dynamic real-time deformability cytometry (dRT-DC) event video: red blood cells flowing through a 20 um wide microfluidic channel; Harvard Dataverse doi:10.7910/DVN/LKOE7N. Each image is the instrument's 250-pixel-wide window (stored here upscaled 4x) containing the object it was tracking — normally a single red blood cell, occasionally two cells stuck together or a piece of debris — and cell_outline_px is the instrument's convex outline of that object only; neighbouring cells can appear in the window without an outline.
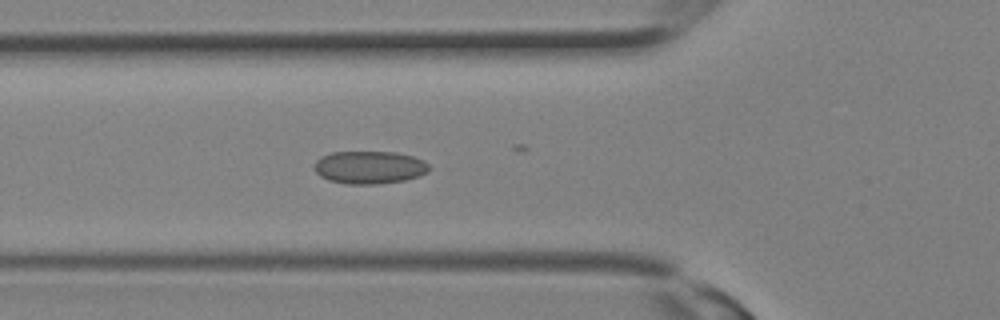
{"species": "Egyptian fruit bat (a non-hibernating species)", "species_latin": "Rousettus aegyptiacus", "temperature_condition": "room temperature", "stored_images_in_passage": 23, "camera_frame_rate_fps": 3000, "um_per_image_px": 0.085, "animal": {"sex": "female"}, "frame": {"image": 1, "passage_image": 2, "time_ms": 0.333, "image_size_px": [1000, 320], "cell_outline_px": [[428, 172], [420, 176], [404, 180], [376, 184], [348, 184], [328, 180], [320, 176], [316, 172], [312, 164], [320, 156], [332, 152], [396, 152], [412, 156], [424, 160], [428, 164]], "centroid_in_image_um": [31.37, 14.22], "position_along_channel_um": 94.4, "area_um2": 22.08}}
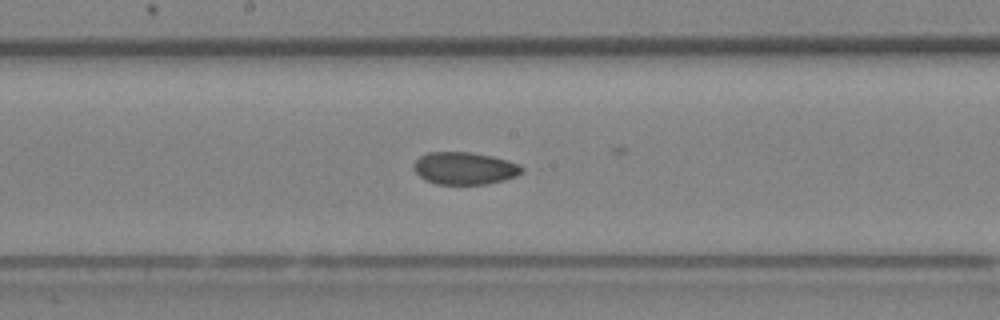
{"frame": {"image": 2, "passage_image": 7, "time_ms": 2.0, "image_size_px": [1000, 320], "cell_outline_px": [[524, 172], [516, 176], [504, 180], [484, 184], [436, 184], [424, 180], [412, 168], [412, 164], [420, 156], [428, 152], [468, 152], [492, 156], [520, 164], [524, 168]], "centroid_in_image_um": [39.48, 14.3], "position_along_channel_um": 208.7, "area_um2": 20.52}}
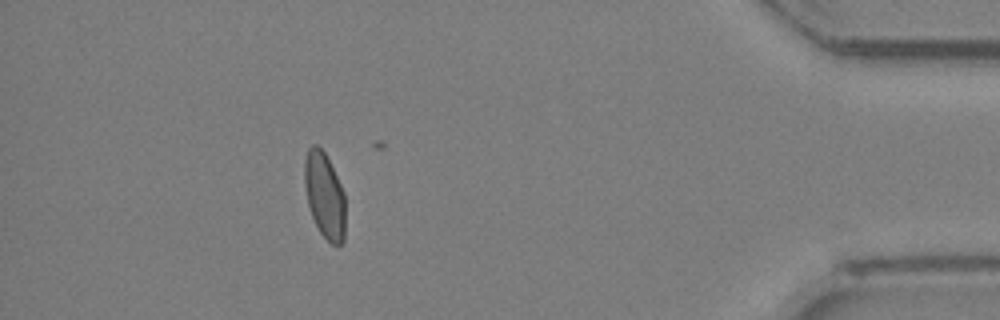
{"frame": {"image": 3, "passage_image": 18, "time_ms": 5.667, "image_size_px": [1000, 320], "cell_outline_px": [[344, 240], [340, 244], [332, 244], [320, 232], [312, 216], [308, 204], [304, 184], [304, 160], [308, 148], [312, 144], [316, 144], [324, 152], [344, 192]], "centroid_in_image_um": [27.56, 16.58], "position_along_channel_um": 407.6, "area_um2": 20.11}}